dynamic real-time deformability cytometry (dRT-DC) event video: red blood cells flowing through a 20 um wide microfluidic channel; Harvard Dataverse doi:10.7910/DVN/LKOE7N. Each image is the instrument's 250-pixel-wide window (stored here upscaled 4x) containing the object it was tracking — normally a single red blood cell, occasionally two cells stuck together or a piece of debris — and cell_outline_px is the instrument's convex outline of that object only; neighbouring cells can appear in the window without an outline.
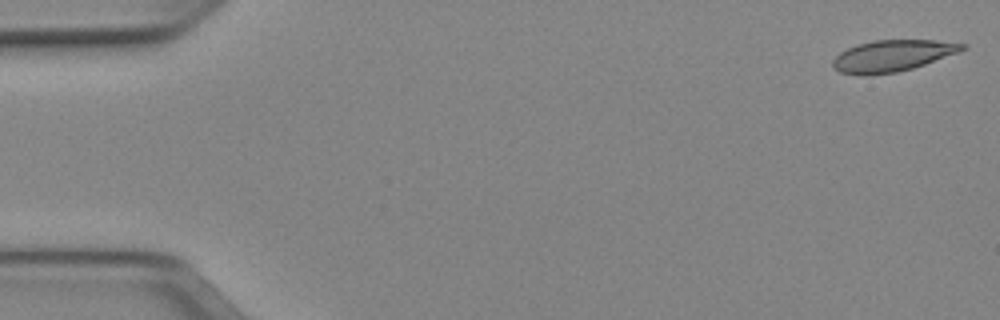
{"species": "Egyptian fruit bat (a non-hibernating species)", "species_latin": "Rousettus aegyptiacus", "temperature_condition": "cold", "stored_images_in_passage": 51, "camera_frame_rate_fps": 3000, "um_per_image_px": 0.085, "animal": {"sex": "female"}, "frame": {"image": 1, "passage_image": 1, "time_ms": 0.0, "image_size_px": [1000, 320], "cell_outline_px": [[968, 48], [924, 64], [912, 68], [896, 72], [864, 76], [860, 76], [840, 72], [832, 64], [832, 60], [840, 52], [856, 44], [872, 40], [936, 40], [968, 44]], "centroid_in_image_um": [75.83, 4.73], "position_along_channel_um": 9.2, "area_um2": 23.7}}
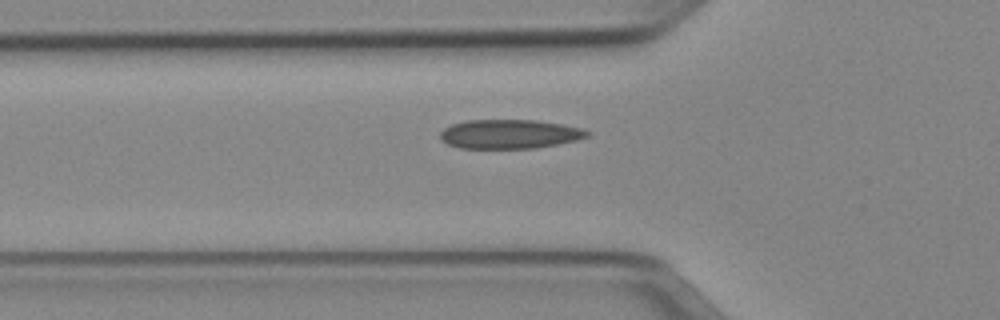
{"frame": {"image": 2, "passage_image": 17, "time_ms": 5.333, "image_size_px": [1000, 320], "cell_outline_px": [[592, 132], [588, 136], [576, 140], [536, 148], [460, 148], [448, 144], [440, 140], [440, 132], [444, 128], [452, 124], [464, 120], [536, 120], [584, 128]], "centroid_in_image_um": [43.3, 11.39], "position_along_channel_um": 82.5, "area_um2": 25.03}}
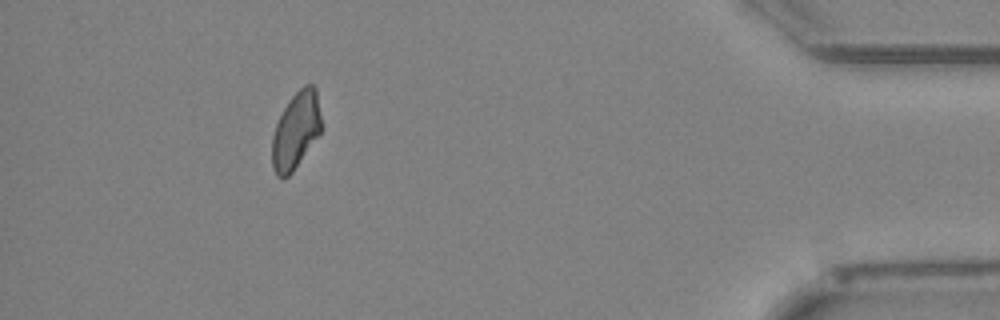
{"frame": {"image": 3, "passage_image": 46, "time_ms": 15.0, "image_size_px": [1000, 320], "cell_outline_px": [[320, 132], [292, 172], [288, 176], [276, 176], [272, 168], [272, 136], [276, 124], [284, 108], [292, 96], [304, 84], [312, 84], [316, 88], [320, 116]], "centroid_in_image_um": [25.12, 11.08], "position_along_channel_um": 410.1, "area_um2": 21.56}, "authors_computed_cell_mechanics": {"area_um2": 23.5246, "velocity_mm_per_s": 3.9593, "shape_relaxation_time_tau1_ms": null, "shape_relaxation_time_tau2_ms": 4.0562, "deformation_change_tau1": null, "deformation_change_tau2": 0.0942}}